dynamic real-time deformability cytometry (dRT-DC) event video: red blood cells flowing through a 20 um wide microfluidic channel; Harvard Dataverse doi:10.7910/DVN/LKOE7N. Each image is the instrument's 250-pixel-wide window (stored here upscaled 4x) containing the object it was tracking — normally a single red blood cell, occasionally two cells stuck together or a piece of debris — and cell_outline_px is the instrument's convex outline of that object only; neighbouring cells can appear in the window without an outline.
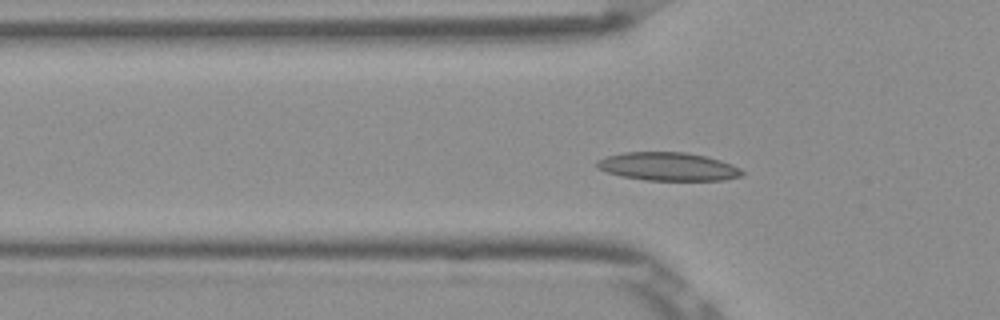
{"species": "Egyptian fruit bat (a non-hibernating species)", "species_latin": "Rousettus aegyptiacus", "temperature_condition": "room temperature", "stored_images_in_passage": 52, "camera_frame_rate_fps": 3000, "um_per_image_px": 0.085, "frame": {"image": 1, "passage_image": 16, "time_ms": 5.0, "image_size_px": [1000, 320], "cell_outline_px": [[744, 176], [724, 180], [644, 180], [620, 176], [596, 168], [596, 160], [608, 156], [624, 152], [684, 152], [704, 156], [720, 160], [732, 164], [740, 168], [744, 172]], "centroid_in_image_um": [56.79, 14.16], "position_along_channel_um": 69.0, "area_um2": 23.99}}
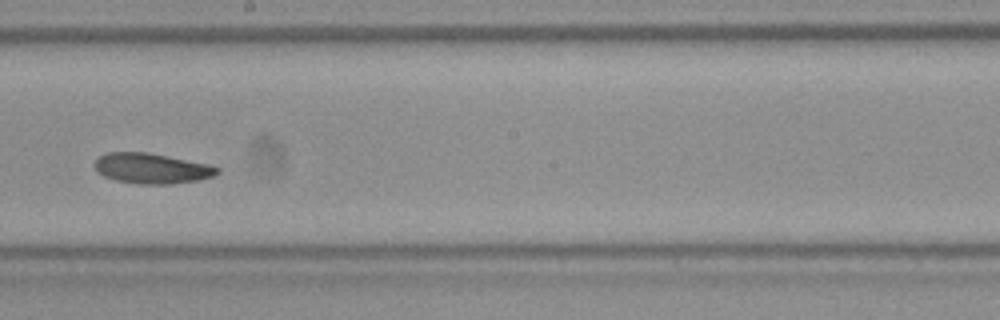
{"frame": {"image": 2, "passage_image": 29, "time_ms": 9.333, "image_size_px": [1000, 320], "cell_outline_px": [[220, 172], [212, 176], [196, 180], [172, 184], [140, 184], [116, 180], [104, 176], [96, 172], [96, 160], [100, 156], [108, 152], [148, 152], [208, 164], [220, 168]], "centroid_in_image_um": [12.9, 14.31], "position_along_channel_um": 235.3, "area_um2": 21.5}}
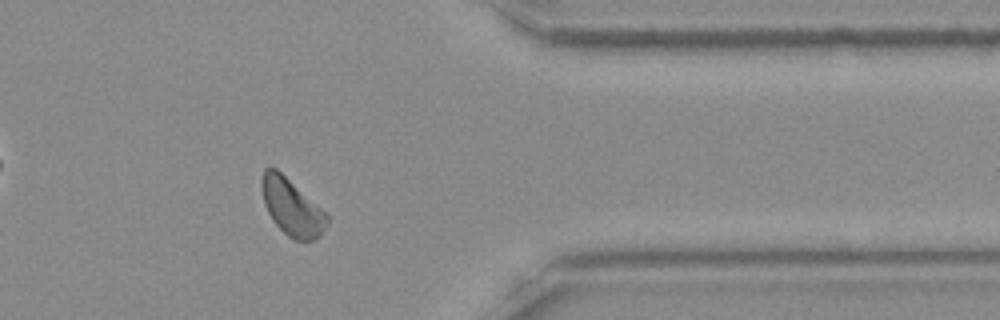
{"frame": {"image": 3, "passage_image": 42, "time_ms": 13.667, "image_size_px": [1000, 320], "cell_outline_px": [[328, 224], [316, 240], [296, 240], [288, 236], [272, 220], [264, 204], [260, 188], [260, 180], [264, 168], [276, 168], [320, 208], [328, 216]], "centroid_in_image_um": [24.76, 17.61], "position_along_channel_um": 386.6, "area_um2": 21.21}, "authors_computed_cell_mechanics": {"area_um2": 21.4727, "velocity_mm_per_s": 3.8342, "shape_relaxation_time_tau1_ms": 9.2805, "shape_relaxation_time_tau2_ms": null, "deformation_change_tau1": 0.1794, "deformation_change_tau2": null}}